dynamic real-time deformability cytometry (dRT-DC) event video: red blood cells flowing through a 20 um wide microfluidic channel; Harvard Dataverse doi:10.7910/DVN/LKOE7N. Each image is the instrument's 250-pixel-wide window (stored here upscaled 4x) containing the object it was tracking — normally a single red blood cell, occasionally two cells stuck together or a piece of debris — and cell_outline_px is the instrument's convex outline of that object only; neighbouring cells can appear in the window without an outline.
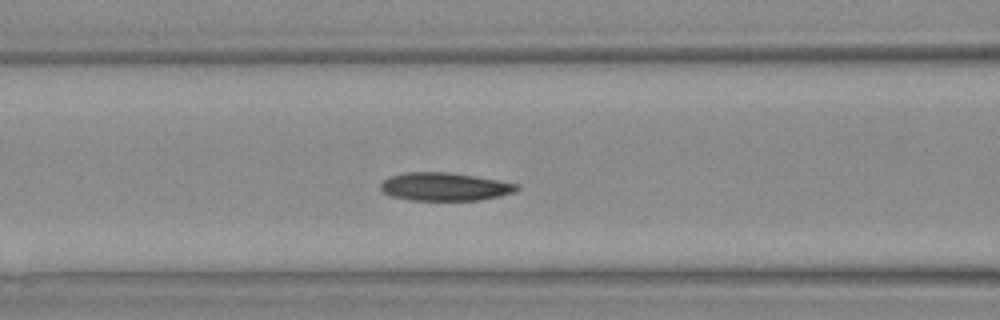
{"species": "Egyptian fruit bat (a non-hibernating species)", "species_latin": "Rousettus aegyptiacus", "temperature_condition": "warm", "stored_images_in_passage": 16, "camera_frame_rate_fps": 3000, "um_per_image_px": 0.085, "animal": {"sex": "female"}, "frame": {"image": 1, "passage_image": 4, "time_ms": 1.0, "image_size_px": [1000, 320], "cell_outline_px": [[520, 188], [512, 192], [480, 200], [408, 200], [392, 196], [384, 192], [380, 188], [380, 184], [388, 176], [404, 172], [452, 172], [520, 184]], "centroid_in_image_um": [37.76, 15.86], "position_along_channel_um": 128.8, "area_um2": 22.31}}